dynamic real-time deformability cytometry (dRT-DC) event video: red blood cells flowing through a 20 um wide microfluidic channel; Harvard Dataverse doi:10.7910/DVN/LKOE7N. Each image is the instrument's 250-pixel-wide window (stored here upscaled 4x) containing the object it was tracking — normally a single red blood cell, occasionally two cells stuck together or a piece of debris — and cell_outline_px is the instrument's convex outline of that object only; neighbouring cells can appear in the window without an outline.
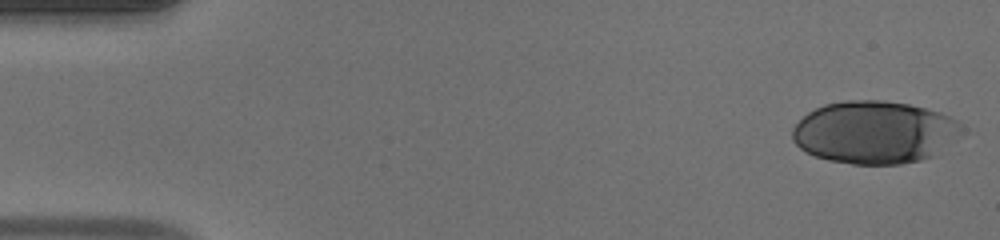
{"species": "human", "species_latin": "Homo sapiens", "temperature_condition": "warm", "stored_images_in_passage": 37, "camera_frame_rate_fps": 3000, "um_per_image_px": 0.085, "donor": {"sex": "male"}, "frame": {"image": 1, "passage_image": 1, "time_ms": 0.0, "image_size_px": [1000, 240], "cell_outline_px": [[960, 124], [956, 136], [932, 156], [920, 160], [900, 164], [852, 164], [828, 160], [804, 152], [792, 140], [792, 128], [808, 112], [824, 104], [844, 100], [884, 100], [908, 104], [940, 112], [956, 120]], "centroid_in_image_um": [74.24, 11.24], "position_along_channel_um": 10.8, "area_um2": 61.27}}
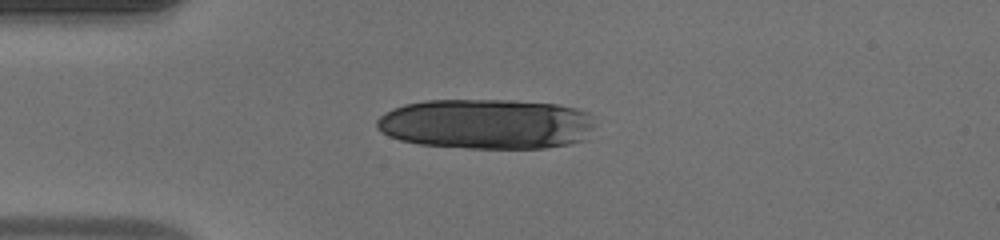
{"frame": {"image": 2, "passage_image": 12, "time_ms": 3.667, "image_size_px": [1000, 240], "cell_outline_px": [[592, 128], [588, 140], [572, 144], [544, 148], [468, 148], [420, 144], [400, 140], [388, 136], [376, 128], [376, 120], [384, 112], [392, 108], [404, 104], [424, 100], [512, 100], [556, 104], [576, 108], [588, 112], [592, 124]], "centroid_in_image_um": [41.33, 10.54], "position_along_channel_um": 43.7, "area_um2": 64.39}}